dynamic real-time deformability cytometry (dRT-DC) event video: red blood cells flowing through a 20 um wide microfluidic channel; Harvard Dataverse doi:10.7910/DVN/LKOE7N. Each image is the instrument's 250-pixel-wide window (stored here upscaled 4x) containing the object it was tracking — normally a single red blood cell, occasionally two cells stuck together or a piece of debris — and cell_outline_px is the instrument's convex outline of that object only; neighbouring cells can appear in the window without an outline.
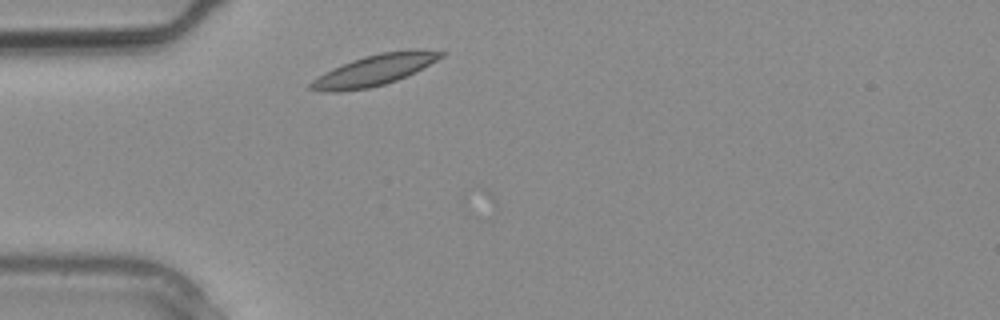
{"species": "common noctule bat (a hibernating species)", "species_latin": "Nyctalus noctula", "temperature_condition": "warm", "stored_images_in_passage": 2, "camera_frame_rate_fps": 3000, "um_per_image_px": 0.085, "animal": {"sex": "male", "body_mass_g": 20.4}, "frame": {"image": 1, "passage_image": 2, "time_ms": 0.333, "image_size_px": [1000, 320], "cell_outline_px": [[448, 52], [444, 56], [396, 80], [384, 84], [368, 88], [340, 92], [320, 92], [308, 88], [308, 84], [312, 80], [324, 72], [332, 68], [352, 60], [364, 56], [380, 52], [416, 48]], "centroid_in_image_um": [31.77, 5.95], "position_along_channel_um": 53.2, "area_um2": 23.41}}